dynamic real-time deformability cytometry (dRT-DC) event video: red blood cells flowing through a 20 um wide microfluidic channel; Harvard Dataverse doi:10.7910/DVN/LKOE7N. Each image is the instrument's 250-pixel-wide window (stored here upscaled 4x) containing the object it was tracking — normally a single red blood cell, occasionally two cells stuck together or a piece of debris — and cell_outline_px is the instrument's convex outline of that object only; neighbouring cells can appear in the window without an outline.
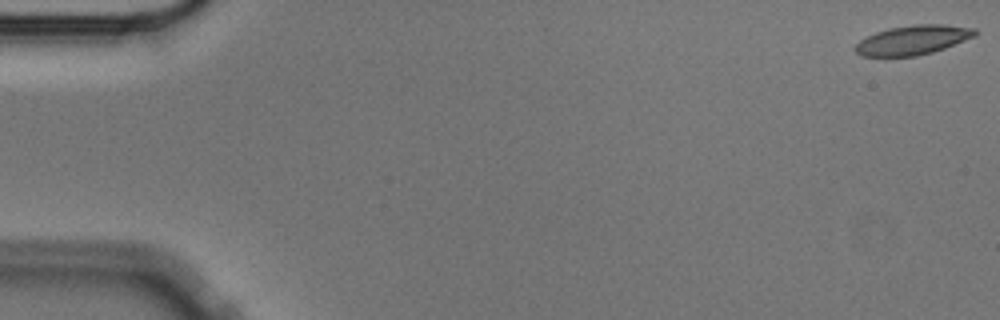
{"species": "Egyptian fruit bat (a non-hibernating species)", "species_latin": "Rousettus aegyptiacus", "temperature_condition": "cold", "stored_images_in_passage": 12, "camera_frame_rate_fps": 3000, "um_per_image_px": 0.085, "animal": {"sex": "male"}, "frame": {"image": 1, "passage_image": 1, "time_ms": 0.0, "image_size_px": [1000, 320], "cell_outline_px": [[976, 36], [944, 48], [932, 52], [916, 56], [860, 56], [856, 52], [856, 44], [860, 40], [876, 32], [888, 28], [912, 24], [944, 24], [976, 28]], "centroid_in_image_um": [77.61, 3.39], "position_along_channel_um": 7.4, "area_um2": 20.46}}